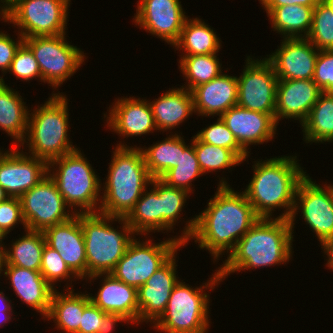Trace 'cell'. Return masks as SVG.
I'll return each mask as SVG.
<instances>
[{
  "mask_svg": "<svg viewBox=\"0 0 333 333\" xmlns=\"http://www.w3.org/2000/svg\"><path fill=\"white\" fill-rule=\"evenodd\" d=\"M46 240L43 231L25 230L23 236L12 240L4 252V265L40 271ZM11 247V248H10Z\"/></svg>",
  "mask_w": 333,
  "mask_h": 333,
  "instance_id": "obj_32",
  "label": "cell"
},
{
  "mask_svg": "<svg viewBox=\"0 0 333 333\" xmlns=\"http://www.w3.org/2000/svg\"><path fill=\"white\" fill-rule=\"evenodd\" d=\"M100 280V288L95 296L90 293L91 301L106 313L124 316L131 324L139 325V307L137 288L116 279L112 274H96L85 279V282ZM88 279V280H87ZM93 280V281H92Z\"/></svg>",
  "mask_w": 333,
  "mask_h": 333,
  "instance_id": "obj_22",
  "label": "cell"
},
{
  "mask_svg": "<svg viewBox=\"0 0 333 333\" xmlns=\"http://www.w3.org/2000/svg\"><path fill=\"white\" fill-rule=\"evenodd\" d=\"M322 251L325 253L324 255L327 256L326 260V267L333 271V238L324 241L321 244Z\"/></svg>",
  "mask_w": 333,
  "mask_h": 333,
  "instance_id": "obj_49",
  "label": "cell"
},
{
  "mask_svg": "<svg viewBox=\"0 0 333 333\" xmlns=\"http://www.w3.org/2000/svg\"><path fill=\"white\" fill-rule=\"evenodd\" d=\"M40 272L54 290L57 289V287H55L57 286L56 284L63 281L67 282L65 284L66 289H73V287L71 286L72 281L76 282L77 279L79 280V278L69 269V267L63 261L60 254L55 249L49 247L47 244H45L42 252ZM72 278H75V280H73ZM69 281L71 282V284Z\"/></svg>",
  "mask_w": 333,
  "mask_h": 333,
  "instance_id": "obj_41",
  "label": "cell"
},
{
  "mask_svg": "<svg viewBox=\"0 0 333 333\" xmlns=\"http://www.w3.org/2000/svg\"><path fill=\"white\" fill-rule=\"evenodd\" d=\"M333 9V0H324Z\"/></svg>",
  "mask_w": 333,
  "mask_h": 333,
  "instance_id": "obj_56",
  "label": "cell"
},
{
  "mask_svg": "<svg viewBox=\"0 0 333 333\" xmlns=\"http://www.w3.org/2000/svg\"><path fill=\"white\" fill-rule=\"evenodd\" d=\"M210 25L199 17L187 18L184 22L181 35L173 46L182 51L181 55L215 54L220 51L221 38H219Z\"/></svg>",
  "mask_w": 333,
  "mask_h": 333,
  "instance_id": "obj_31",
  "label": "cell"
},
{
  "mask_svg": "<svg viewBox=\"0 0 333 333\" xmlns=\"http://www.w3.org/2000/svg\"><path fill=\"white\" fill-rule=\"evenodd\" d=\"M179 71L186 79L181 87L191 91L193 88L207 83L223 73L218 53L205 55H179Z\"/></svg>",
  "mask_w": 333,
  "mask_h": 333,
  "instance_id": "obj_35",
  "label": "cell"
},
{
  "mask_svg": "<svg viewBox=\"0 0 333 333\" xmlns=\"http://www.w3.org/2000/svg\"><path fill=\"white\" fill-rule=\"evenodd\" d=\"M63 288V292L57 289L53 291L51 296L49 314L45 320L51 319L57 330L62 333H77L82 319L85 306L91 301L87 292L75 293L73 289Z\"/></svg>",
  "mask_w": 333,
  "mask_h": 333,
  "instance_id": "obj_28",
  "label": "cell"
},
{
  "mask_svg": "<svg viewBox=\"0 0 333 333\" xmlns=\"http://www.w3.org/2000/svg\"><path fill=\"white\" fill-rule=\"evenodd\" d=\"M195 136L204 143L230 149L243 163L249 157L221 117H217L215 122L202 128Z\"/></svg>",
  "mask_w": 333,
  "mask_h": 333,
  "instance_id": "obj_40",
  "label": "cell"
},
{
  "mask_svg": "<svg viewBox=\"0 0 333 333\" xmlns=\"http://www.w3.org/2000/svg\"><path fill=\"white\" fill-rule=\"evenodd\" d=\"M18 224L23 225L24 231L27 230L22 215L20 199L8 197L5 201L0 202V229L7 235Z\"/></svg>",
  "mask_w": 333,
  "mask_h": 333,
  "instance_id": "obj_44",
  "label": "cell"
},
{
  "mask_svg": "<svg viewBox=\"0 0 333 333\" xmlns=\"http://www.w3.org/2000/svg\"><path fill=\"white\" fill-rule=\"evenodd\" d=\"M133 209L124 218L136 236L161 231V206L159 200V178L151 180Z\"/></svg>",
  "mask_w": 333,
  "mask_h": 333,
  "instance_id": "obj_30",
  "label": "cell"
},
{
  "mask_svg": "<svg viewBox=\"0 0 333 333\" xmlns=\"http://www.w3.org/2000/svg\"><path fill=\"white\" fill-rule=\"evenodd\" d=\"M115 221L121 225L117 229L112 226ZM80 224L84 235L87 278L111 273L136 234L124 218L100 212L80 213Z\"/></svg>",
  "mask_w": 333,
  "mask_h": 333,
  "instance_id": "obj_6",
  "label": "cell"
},
{
  "mask_svg": "<svg viewBox=\"0 0 333 333\" xmlns=\"http://www.w3.org/2000/svg\"><path fill=\"white\" fill-rule=\"evenodd\" d=\"M8 237L1 229H0V252H5L6 245L3 242ZM4 243V244H3Z\"/></svg>",
  "mask_w": 333,
  "mask_h": 333,
  "instance_id": "obj_53",
  "label": "cell"
},
{
  "mask_svg": "<svg viewBox=\"0 0 333 333\" xmlns=\"http://www.w3.org/2000/svg\"><path fill=\"white\" fill-rule=\"evenodd\" d=\"M103 182L99 212L125 218L153 179L147 170L140 146L116 144Z\"/></svg>",
  "mask_w": 333,
  "mask_h": 333,
  "instance_id": "obj_4",
  "label": "cell"
},
{
  "mask_svg": "<svg viewBox=\"0 0 333 333\" xmlns=\"http://www.w3.org/2000/svg\"><path fill=\"white\" fill-rule=\"evenodd\" d=\"M158 132H170L194 114L191 91L172 87L153 101L148 99Z\"/></svg>",
  "mask_w": 333,
  "mask_h": 333,
  "instance_id": "obj_26",
  "label": "cell"
},
{
  "mask_svg": "<svg viewBox=\"0 0 333 333\" xmlns=\"http://www.w3.org/2000/svg\"><path fill=\"white\" fill-rule=\"evenodd\" d=\"M13 309H0V325L2 327H4V325L6 323H8L9 321H11L12 319V315L14 316V310ZM0 326V327H1Z\"/></svg>",
  "mask_w": 333,
  "mask_h": 333,
  "instance_id": "obj_51",
  "label": "cell"
},
{
  "mask_svg": "<svg viewBox=\"0 0 333 333\" xmlns=\"http://www.w3.org/2000/svg\"><path fill=\"white\" fill-rule=\"evenodd\" d=\"M171 135L149 147H140L149 175L160 178L166 171L177 166L183 152V136L174 131ZM173 133V134H172ZM148 148V149H147Z\"/></svg>",
  "mask_w": 333,
  "mask_h": 333,
  "instance_id": "obj_34",
  "label": "cell"
},
{
  "mask_svg": "<svg viewBox=\"0 0 333 333\" xmlns=\"http://www.w3.org/2000/svg\"><path fill=\"white\" fill-rule=\"evenodd\" d=\"M3 149L0 150V186L9 197L20 198L48 174V163L28 155L20 147Z\"/></svg>",
  "mask_w": 333,
  "mask_h": 333,
  "instance_id": "obj_16",
  "label": "cell"
},
{
  "mask_svg": "<svg viewBox=\"0 0 333 333\" xmlns=\"http://www.w3.org/2000/svg\"><path fill=\"white\" fill-rule=\"evenodd\" d=\"M79 148L49 162L48 175L75 214L97 213L102 200V182Z\"/></svg>",
  "mask_w": 333,
  "mask_h": 333,
  "instance_id": "obj_8",
  "label": "cell"
},
{
  "mask_svg": "<svg viewBox=\"0 0 333 333\" xmlns=\"http://www.w3.org/2000/svg\"><path fill=\"white\" fill-rule=\"evenodd\" d=\"M301 127L305 143L333 142V93L319 95Z\"/></svg>",
  "mask_w": 333,
  "mask_h": 333,
  "instance_id": "obj_33",
  "label": "cell"
},
{
  "mask_svg": "<svg viewBox=\"0 0 333 333\" xmlns=\"http://www.w3.org/2000/svg\"><path fill=\"white\" fill-rule=\"evenodd\" d=\"M5 259H4V252H0V277L3 273V267H4Z\"/></svg>",
  "mask_w": 333,
  "mask_h": 333,
  "instance_id": "obj_54",
  "label": "cell"
},
{
  "mask_svg": "<svg viewBox=\"0 0 333 333\" xmlns=\"http://www.w3.org/2000/svg\"><path fill=\"white\" fill-rule=\"evenodd\" d=\"M103 311L90 301L84 308L77 333H98L102 329Z\"/></svg>",
  "mask_w": 333,
  "mask_h": 333,
  "instance_id": "obj_46",
  "label": "cell"
},
{
  "mask_svg": "<svg viewBox=\"0 0 333 333\" xmlns=\"http://www.w3.org/2000/svg\"><path fill=\"white\" fill-rule=\"evenodd\" d=\"M190 195L188 191L168 186L159 179L161 233L166 232L167 234V232H171V230L174 233V226L181 222V213Z\"/></svg>",
  "mask_w": 333,
  "mask_h": 333,
  "instance_id": "obj_37",
  "label": "cell"
},
{
  "mask_svg": "<svg viewBox=\"0 0 333 333\" xmlns=\"http://www.w3.org/2000/svg\"><path fill=\"white\" fill-rule=\"evenodd\" d=\"M104 115L105 124L111 132L124 138L140 137L149 133L157 132L154 116L147 98L122 97L116 98L109 105Z\"/></svg>",
  "mask_w": 333,
  "mask_h": 333,
  "instance_id": "obj_18",
  "label": "cell"
},
{
  "mask_svg": "<svg viewBox=\"0 0 333 333\" xmlns=\"http://www.w3.org/2000/svg\"><path fill=\"white\" fill-rule=\"evenodd\" d=\"M127 323L129 325L130 321L127 320L124 316L114 313H106L103 311L102 319V329L98 333H113V330L118 325L116 323ZM116 325V326H115Z\"/></svg>",
  "mask_w": 333,
  "mask_h": 333,
  "instance_id": "obj_47",
  "label": "cell"
},
{
  "mask_svg": "<svg viewBox=\"0 0 333 333\" xmlns=\"http://www.w3.org/2000/svg\"><path fill=\"white\" fill-rule=\"evenodd\" d=\"M53 92L43 105L30 110L27 133L19 146L27 143V154L47 163L78 149L68 134L70 100L63 92Z\"/></svg>",
  "mask_w": 333,
  "mask_h": 333,
  "instance_id": "obj_5",
  "label": "cell"
},
{
  "mask_svg": "<svg viewBox=\"0 0 333 333\" xmlns=\"http://www.w3.org/2000/svg\"><path fill=\"white\" fill-rule=\"evenodd\" d=\"M306 38L319 51L333 50V9L324 0L313 9L312 24Z\"/></svg>",
  "mask_w": 333,
  "mask_h": 333,
  "instance_id": "obj_39",
  "label": "cell"
},
{
  "mask_svg": "<svg viewBox=\"0 0 333 333\" xmlns=\"http://www.w3.org/2000/svg\"><path fill=\"white\" fill-rule=\"evenodd\" d=\"M15 75L21 81H30L35 78L42 82L40 67L31 49L23 42L15 53L14 59L7 73Z\"/></svg>",
  "mask_w": 333,
  "mask_h": 333,
  "instance_id": "obj_42",
  "label": "cell"
},
{
  "mask_svg": "<svg viewBox=\"0 0 333 333\" xmlns=\"http://www.w3.org/2000/svg\"><path fill=\"white\" fill-rule=\"evenodd\" d=\"M19 199L27 230L44 231L76 215L65 203L55 182L48 174Z\"/></svg>",
  "mask_w": 333,
  "mask_h": 333,
  "instance_id": "obj_14",
  "label": "cell"
},
{
  "mask_svg": "<svg viewBox=\"0 0 333 333\" xmlns=\"http://www.w3.org/2000/svg\"><path fill=\"white\" fill-rule=\"evenodd\" d=\"M8 197L5 190L0 186V202L5 201Z\"/></svg>",
  "mask_w": 333,
  "mask_h": 333,
  "instance_id": "obj_55",
  "label": "cell"
},
{
  "mask_svg": "<svg viewBox=\"0 0 333 333\" xmlns=\"http://www.w3.org/2000/svg\"><path fill=\"white\" fill-rule=\"evenodd\" d=\"M4 32L5 31L2 32L0 30V70L2 72L1 73L2 76L0 75V80L5 76V74L9 70L16 51L18 50L20 45L24 42V37L19 33L18 34L16 33L18 37L15 40L17 39L18 40L15 41L13 39V36L11 38V36L7 32L5 33Z\"/></svg>",
  "mask_w": 333,
  "mask_h": 333,
  "instance_id": "obj_45",
  "label": "cell"
},
{
  "mask_svg": "<svg viewBox=\"0 0 333 333\" xmlns=\"http://www.w3.org/2000/svg\"><path fill=\"white\" fill-rule=\"evenodd\" d=\"M211 276L195 288L180 279L171 292L166 310L151 328L160 333H208L211 323L208 293L222 282L217 269Z\"/></svg>",
  "mask_w": 333,
  "mask_h": 333,
  "instance_id": "obj_7",
  "label": "cell"
},
{
  "mask_svg": "<svg viewBox=\"0 0 333 333\" xmlns=\"http://www.w3.org/2000/svg\"><path fill=\"white\" fill-rule=\"evenodd\" d=\"M258 160L252 162L253 176L243 191L247 200L259 218H274L275 209H283L277 218L289 220L296 190L307 172L296 155Z\"/></svg>",
  "mask_w": 333,
  "mask_h": 333,
  "instance_id": "obj_3",
  "label": "cell"
},
{
  "mask_svg": "<svg viewBox=\"0 0 333 333\" xmlns=\"http://www.w3.org/2000/svg\"><path fill=\"white\" fill-rule=\"evenodd\" d=\"M317 184L307 174L296 190L293 212L289 218L292 231L298 212L319 244L333 238V184ZM297 215V216H296Z\"/></svg>",
  "mask_w": 333,
  "mask_h": 333,
  "instance_id": "obj_12",
  "label": "cell"
},
{
  "mask_svg": "<svg viewBox=\"0 0 333 333\" xmlns=\"http://www.w3.org/2000/svg\"><path fill=\"white\" fill-rule=\"evenodd\" d=\"M43 233L46 244L60 254L69 269L80 280L87 278V259L80 213L64 223L46 228Z\"/></svg>",
  "mask_w": 333,
  "mask_h": 333,
  "instance_id": "obj_20",
  "label": "cell"
},
{
  "mask_svg": "<svg viewBox=\"0 0 333 333\" xmlns=\"http://www.w3.org/2000/svg\"><path fill=\"white\" fill-rule=\"evenodd\" d=\"M313 82L321 92L333 93V50L318 52Z\"/></svg>",
  "mask_w": 333,
  "mask_h": 333,
  "instance_id": "obj_43",
  "label": "cell"
},
{
  "mask_svg": "<svg viewBox=\"0 0 333 333\" xmlns=\"http://www.w3.org/2000/svg\"><path fill=\"white\" fill-rule=\"evenodd\" d=\"M19 0H0V21L5 22L3 15ZM2 17V19H1Z\"/></svg>",
  "mask_w": 333,
  "mask_h": 333,
  "instance_id": "obj_50",
  "label": "cell"
},
{
  "mask_svg": "<svg viewBox=\"0 0 333 333\" xmlns=\"http://www.w3.org/2000/svg\"><path fill=\"white\" fill-rule=\"evenodd\" d=\"M218 183L207 208L186 220L178 236V241L185 247L194 240L200 249L209 251L214 263L225 252L229 254L259 219L243 191H235L225 177L219 178Z\"/></svg>",
  "mask_w": 333,
  "mask_h": 333,
  "instance_id": "obj_1",
  "label": "cell"
},
{
  "mask_svg": "<svg viewBox=\"0 0 333 333\" xmlns=\"http://www.w3.org/2000/svg\"><path fill=\"white\" fill-rule=\"evenodd\" d=\"M0 309H13L11 299L2 290L0 291Z\"/></svg>",
  "mask_w": 333,
  "mask_h": 333,
  "instance_id": "obj_52",
  "label": "cell"
},
{
  "mask_svg": "<svg viewBox=\"0 0 333 333\" xmlns=\"http://www.w3.org/2000/svg\"><path fill=\"white\" fill-rule=\"evenodd\" d=\"M133 18L135 26L174 46L189 17L180 0H139Z\"/></svg>",
  "mask_w": 333,
  "mask_h": 333,
  "instance_id": "obj_15",
  "label": "cell"
},
{
  "mask_svg": "<svg viewBox=\"0 0 333 333\" xmlns=\"http://www.w3.org/2000/svg\"><path fill=\"white\" fill-rule=\"evenodd\" d=\"M321 89L311 79L278 80L275 120H298L300 125L306 120L316 104Z\"/></svg>",
  "mask_w": 333,
  "mask_h": 333,
  "instance_id": "obj_23",
  "label": "cell"
},
{
  "mask_svg": "<svg viewBox=\"0 0 333 333\" xmlns=\"http://www.w3.org/2000/svg\"><path fill=\"white\" fill-rule=\"evenodd\" d=\"M194 150L204 175L233 169L243 163L230 149L200 141L194 134ZM232 167V168H231ZM214 171V172H213Z\"/></svg>",
  "mask_w": 333,
  "mask_h": 333,
  "instance_id": "obj_38",
  "label": "cell"
},
{
  "mask_svg": "<svg viewBox=\"0 0 333 333\" xmlns=\"http://www.w3.org/2000/svg\"><path fill=\"white\" fill-rule=\"evenodd\" d=\"M67 34L24 38L37 60L42 82L53 90L70 79L87 59L86 53L67 41Z\"/></svg>",
  "mask_w": 333,
  "mask_h": 333,
  "instance_id": "obj_10",
  "label": "cell"
},
{
  "mask_svg": "<svg viewBox=\"0 0 333 333\" xmlns=\"http://www.w3.org/2000/svg\"><path fill=\"white\" fill-rule=\"evenodd\" d=\"M194 113L202 117L221 116L237 105V75L221 73L213 80L191 90Z\"/></svg>",
  "mask_w": 333,
  "mask_h": 333,
  "instance_id": "obj_24",
  "label": "cell"
},
{
  "mask_svg": "<svg viewBox=\"0 0 333 333\" xmlns=\"http://www.w3.org/2000/svg\"><path fill=\"white\" fill-rule=\"evenodd\" d=\"M322 0H259L262 7H280L283 5H303L315 7Z\"/></svg>",
  "mask_w": 333,
  "mask_h": 333,
  "instance_id": "obj_48",
  "label": "cell"
},
{
  "mask_svg": "<svg viewBox=\"0 0 333 333\" xmlns=\"http://www.w3.org/2000/svg\"><path fill=\"white\" fill-rule=\"evenodd\" d=\"M280 43L265 55L278 80H313L319 50L307 38H284Z\"/></svg>",
  "mask_w": 333,
  "mask_h": 333,
  "instance_id": "obj_17",
  "label": "cell"
},
{
  "mask_svg": "<svg viewBox=\"0 0 333 333\" xmlns=\"http://www.w3.org/2000/svg\"><path fill=\"white\" fill-rule=\"evenodd\" d=\"M10 280L16 296L21 303L40 313L45 320L50 310L53 287L45 280L40 271H33L14 265H4L2 276Z\"/></svg>",
  "mask_w": 333,
  "mask_h": 333,
  "instance_id": "obj_25",
  "label": "cell"
},
{
  "mask_svg": "<svg viewBox=\"0 0 333 333\" xmlns=\"http://www.w3.org/2000/svg\"><path fill=\"white\" fill-rule=\"evenodd\" d=\"M293 233L288 219L259 218L218 267L222 282L238 271L288 263L294 253Z\"/></svg>",
  "mask_w": 333,
  "mask_h": 333,
  "instance_id": "obj_2",
  "label": "cell"
},
{
  "mask_svg": "<svg viewBox=\"0 0 333 333\" xmlns=\"http://www.w3.org/2000/svg\"><path fill=\"white\" fill-rule=\"evenodd\" d=\"M142 240L135 236L125 254L110 273L127 285L139 288L160 269L177 251L183 248L178 235L153 243V239ZM137 238V239H136ZM142 240V241H141Z\"/></svg>",
  "mask_w": 333,
  "mask_h": 333,
  "instance_id": "obj_9",
  "label": "cell"
},
{
  "mask_svg": "<svg viewBox=\"0 0 333 333\" xmlns=\"http://www.w3.org/2000/svg\"><path fill=\"white\" fill-rule=\"evenodd\" d=\"M220 117L235 136L238 144L249 155H251L250 145H261L264 142L272 141L277 134L278 124L270 114L252 111L236 105Z\"/></svg>",
  "mask_w": 333,
  "mask_h": 333,
  "instance_id": "obj_21",
  "label": "cell"
},
{
  "mask_svg": "<svg viewBox=\"0 0 333 333\" xmlns=\"http://www.w3.org/2000/svg\"><path fill=\"white\" fill-rule=\"evenodd\" d=\"M23 99L4 78L0 80V129L13 139L12 147H19L27 133L30 107Z\"/></svg>",
  "mask_w": 333,
  "mask_h": 333,
  "instance_id": "obj_27",
  "label": "cell"
},
{
  "mask_svg": "<svg viewBox=\"0 0 333 333\" xmlns=\"http://www.w3.org/2000/svg\"><path fill=\"white\" fill-rule=\"evenodd\" d=\"M246 57L244 69L237 76V105L275 118L278 78L273 66L265 57Z\"/></svg>",
  "mask_w": 333,
  "mask_h": 333,
  "instance_id": "obj_13",
  "label": "cell"
},
{
  "mask_svg": "<svg viewBox=\"0 0 333 333\" xmlns=\"http://www.w3.org/2000/svg\"><path fill=\"white\" fill-rule=\"evenodd\" d=\"M191 138V142L187 145L183 136V152H180V159L177 166L166 171L159 178L166 185L184 189L190 194L195 190L192 187V182L201 175H204L194 150V136Z\"/></svg>",
  "mask_w": 333,
  "mask_h": 333,
  "instance_id": "obj_36",
  "label": "cell"
},
{
  "mask_svg": "<svg viewBox=\"0 0 333 333\" xmlns=\"http://www.w3.org/2000/svg\"><path fill=\"white\" fill-rule=\"evenodd\" d=\"M273 31L281 38H306L309 34L314 7L303 5H283L263 7Z\"/></svg>",
  "mask_w": 333,
  "mask_h": 333,
  "instance_id": "obj_29",
  "label": "cell"
},
{
  "mask_svg": "<svg viewBox=\"0 0 333 333\" xmlns=\"http://www.w3.org/2000/svg\"><path fill=\"white\" fill-rule=\"evenodd\" d=\"M176 252L144 285L137 289L139 325H153L166 310L168 300L175 285L180 280L177 272Z\"/></svg>",
  "mask_w": 333,
  "mask_h": 333,
  "instance_id": "obj_19",
  "label": "cell"
},
{
  "mask_svg": "<svg viewBox=\"0 0 333 333\" xmlns=\"http://www.w3.org/2000/svg\"><path fill=\"white\" fill-rule=\"evenodd\" d=\"M71 0H19L4 15L24 38L67 34ZM16 25V26H15Z\"/></svg>",
  "mask_w": 333,
  "mask_h": 333,
  "instance_id": "obj_11",
  "label": "cell"
}]
</instances>
